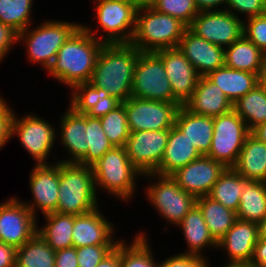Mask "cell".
Returning <instances> with one entry per match:
<instances>
[{"mask_svg": "<svg viewBox=\"0 0 266 267\" xmlns=\"http://www.w3.org/2000/svg\"><path fill=\"white\" fill-rule=\"evenodd\" d=\"M227 7L249 17L262 15L263 0H227Z\"/></svg>", "mask_w": 266, "mask_h": 267, "instance_id": "cell-46", "label": "cell"}, {"mask_svg": "<svg viewBox=\"0 0 266 267\" xmlns=\"http://www.w3.org/2000/svg\"><path fill=\"white\" fill-rule=\"evenodd\" d=\"M258 85L266 92V62L258 74Z\"/></svg>", "mask_w": 266, "mask_h": 267, "instance_id": "cell-54", "label": "cell"}, {"mask_svg": "<svg viewBox=\"0 0 266 267\" xmlns=\"http://www.w3.org/2000/svg\"><path fill=\"white\" fill-rule=\"evenodd\" d=\"M152 8L159 13L180 19L187 26L199 13L194 0H157Z\"/></svg>", "mask_w": 266, "mask_h": 267, "instance_id": "cell-41", "label": "cell"}, {"mask_svg": "<svg viewBox=\"0 0 266 267\" xmlns=\"http://www.w3.org/2000/svg\"><path fill=\"white\" fill-rule=\"evenodd\" d=\"M36 216L16 198L0 203L1 242L16 249L37 233Z\"/></svg>", "mask_w": 266, "mask_h": 267, "instance_id": "cell-14", "label": "cell"}, {"mask_svg": "<svg viewBox=\"0 0 266 267\" xmlns=\"http://www.w3.org/2000/svg\"><path fill=\"white\" fill-rule=\"evenodd\" d=\"M62 144L72 154L70 160L60 162L77 163L87 152L86 115L76 113L71 107L61 120Z\"/></svg>", "mask_w": 266, "mask_h": 267, "instance_id": "cell-28", "label": "cell"}, {"mask_svg": "<svg viewBox=\"0 0 266 267\" xmlns=\"http://www.w3.org/2000/svg\"><path fill=\"white\" fill-rule=\"evenodd\" d=\"M231 9L202 11L188 28L197 36L224 48L243 35V23Z\"/></svg>", "mask_w": 266, "mask_h": 267, "instance_id": "cell-10", "label": "cell"}, {"mask_svg": "<svg viewBox=\"0 0 266 267\" xmlns=\"http://www.w3.org/2000/svg\"><path fill=\"white\" fill-rule=\"evenodd\" d=\"M237 219L259 223L266 216V183L246 180L236 212Z\"/></svg>", "mask_w": 266, "mask_h": 267, "instance_id": "cell-31", "label": "cell"}, {"mask_svg": "<svg viewBox=\"0 0 266 267\" xmlns=\"http://www.w3.org/2000/svg\"><path fill=\"white\" fill-rule=\"evenodd\" d=\"M91 167L95 189L99 185L109 194L126 200L134 193L136 175H141L133 166L125 147H113Z\"/></svg>", "mask_w": 266, "mask_h": 267, "instance_id": "cell-5", "label": "cell"}, {"mask_svg": "<svg viewBox=\"0 0 266 267\" xmlns=\"http://www.w3.org/2000/svg\"><path fill=\"white\" fill-rule=\"evenodd\" d=\"M157 0H135V6L137 9L152 8Z\"/></svg>", "mask_w": 266, "mask_h": 267, "instance_id": "cell-55", "label": "cell"}, {"mask_svg": "<svg viewBox=\"0 0 266 267\" xmlns=\"http://www.w3.org/2000/svg\"><path fill=\"white\" fill-rule=\"evenodd\" d=\"M258 239L257 223L237 219L217 242V247H224L231 259L229 262H250Z\"/></svg>", "mask_w": 266, "mask_h": 267, "instance_id": "cell-22", "label": "cell"}, {"mask_svg": "<svg viewBox=\"0 0 266 267\" xmlns=\"http://www.w3.org/2000/svg\"><path fill=\"white\" fill-rule=\"evenodd\" d=\"M128 247L121 241V267H159L153 260L147 239L140 234Z\"/></svg>", "mask_w": 266, "mask_h": 267, "instance_id": "cell-40", "label": "cell"}, {"mask_svg": "<svg viewBox=\"0 0 266 267\" xmlns=\"http://www.w3.org/2000/svg\"><path fill=\"white\" fill-rule=\"evenodd\" d=\"M111 224L99 213L98 208L83 215H76L72 231L73 247L117 245L118 242L111 238L113 230Z\"/></svg>", "mask_w": 266, "mask_h": 267, "instance_id": "cell-20", "label": "cell"}, {"mask_svg": "<svg viewBox=\"0 0 266 267\" xmlns=\"http://www.w3.org/2000/svg\"><path fill=\"white\" fill-rule=\"evenodd\" d=\"M142 10L145 12L141 15ZM187 28L180 19L153 8L138 9L131 44L141 52L176 48Z\"/></svg>", "mask_w": 266, "mask_h": 267, "instance_id": "cell-4", "label": "cell"}, {"mask_svg": "<svg viewBox=\"0 0 266 267\" xmlns=\"http://www.w3.org/2000/svg\"><path fill=\"white\" fill-rule=\"evenodd\" d=\"M4 101L0 97V148L12 137V121L14 118L13 111Z\"/></svg>", "mask_w": 266, "mask_h": 267, "instance_id": "cell-45", "label": "cell"}, {"mask_svg": "<svg viewBox=\"0 0 266 267\" xmlns=\"http://www.w3.org/2000/svg\"><path fill=\"white\" fill-rule=\"evenodd\" d=\"M96 267H121V242L96 266Z\"/></svg>", "mask_w": 266, "mask_h": 267, "instance_id": "cell-51", "label": "cell"}, {"mask_svg": "<svg viewBox=\"0 0 266 267\" xmlns=\"http://www.w3.org/2000/svg\"><path fill=\"white\" fill-rule=\"evenodd\" d=\"M247 23H243V35L266 53V17L263 15L249 17Z\"/></svg>", "mask_w": 266, "mask_h": 267, "instance_id": "cell-43", "label": "cell"}, {"mask_svg": "<svg viewBox=\"0 0 266 267\" xmlns=\"http://www.w3.org/2000/svg\"><path fill=\"white\" fill-rule=\"evenodd\" d=\"M206 77L224 92L232 104L258 85V74L235 70L225 65Z\"/></svg>", "mask_w": 266, "mask_h": 267, "instance_id": "cell-27", "label": "cell"}, {"mask_svg": "<svg viewBox=\"0 0 266 267\" xmlns=\"http://www.w3.org/2000/svg\"><path fill=\"white\" fill-rule=\"evenodd\" d=\"M18 35L12 27L0 22V60L9 52L11 45L19 41Z\"/></svg>", "mask_w": 266, "mask_h": 267, "instance_id": "cell-47", "label": "cell"}, {"mask_svg": "<svg viewBox=\"0 0 266 267\" xmlns=\"http://www.w3.org/2000/svg\"><path fill=\"white\" fill-rule=\"evenodd\" d=\"M202 155L175 125L169 129L163 159L154 174L171 175Z\"/></svg>", "mask_w": 266, "mask_h": 267, "instance_id": "cell-25", "label": "cell"}, {"mask_svg": "<svg viewBox=\"0 0 266 267\" xmlns=\"http://www.w3.org/2000/svg\"><path fill=\"white\" fill-rule=\"evenodd\" d=\"M233 110L243 119L251 132L266 122V92L257 85L233 103Z\"/></svg>", "mask_w": 266, "mask_h": 267, "instance_id": "cell-35", "label": "cell"}, {"mask_svg": "<svg viewBox=\"0 0 266 267\" xmlns=\"http://www.w3.org/2000/svg\"><path fill=\"white\" fill-rule=\"evenodd\" d=\"M100 119L103 131L113 147H125L130 130L124 105L121 103Z\"/></svg>", "mask_w": 266, "mask_h": 267, "instance_id": "cell-38", "label": "cell"}, {"mask_svg": "<svg viewBox=\"0 0 266 267\" xmlns=\"http://www.w3.org/2000/svg\"><path fill=\"white\" fill-rule=\"evenodd\" d=\"M55 267H79L76 248L70 247L55 252Z\"/></svg>", "mask_w": 266, "mask_h": 267, "instance_id": "cell-48", "label": "cell"}, {"mask_svg": "<svg viewBox=\"0 0 266 267\" xmlns=\"http://www.w3.org/2000/svg\"><path fill=\"white\" fill-rule=\"evenodd\" d=\"M250 133L266 144V122L254 128Z\"/></svg>", "mask_w": 266, "mask_h": 267, "instance_id": "cell-53", "label": "cell"}, {"mask_svg": "<svg viewBox=\"0 0 266 267\" xmlns=\"http://www.w3.org/2000/svg\"><path fill=\"white\" fill-rule=\"evenodd\" d=\"M232 168L246 180L266 183V144L250 133Z\"/></svg>", "mask_w": 266, "mask_h": 267, "instance_id": "cell-26", "label": "cell"}, {"mask_svg": "<svg viewBox=\"0 0 266 267\" xmlns=\"http://www.w3.org/2000/svg\"><path fill=\"white\" fill-rule=\"evenodd\" d=\"M178 48L196 69L200 77L225 65V48L212 44L187 28Z\"/></svg>", "mask_w": 266, "mask_h": 267, "instance_id": "cell-18", "label": "cell"}, {"mask_svg": "<svg viewBox=\"0 0 266 267\" xmlns=\"http://www.w3.org/2000/svg\"><path fill=\"white\" fill-rule=\"evenodd\" d=\"M225 169L226 167L221 162L202 155L186 166L177 169L170 176L181 189L198 198L209 194Z\"/></svg>", "mask_w": 266, "mask_h": 267, "instance_id": "cell-15", "label": "cell"}, {"mask_svg": "<svg viewBox=\"0 0 266 267\" xmlns=\"http://www.w3.org/2000/svg\"><path fill=\"white\" fill-rule=\"evenodd\" d=\"M158 175L155 185L149 186L148 199L159 214L164 216L170 223L179 224L184 216L196 204V197L181 189L170 175L146 174L145 176Z\"/></svg>", "mask_w": 266, "mask_h": 267, "instance_id": "cell-11", "label": "cell"}, {"mask_svg": "<svg viewBox=\"0 0 266 267\" xmlns=\"http://www.w3.org/2000/svg\"><path fill=\"white\" fill-rule=\"evenodd\" d=\"M79 26L71 22L47 21L29 33L26 28L19 33L18 40L26 38L29 59L41 62L48 70L60 47Z\"/></svg>", "mask_w": 266, "mask_h": 267, "instance_id": "cell-8", "label": "cell"}, {"mask_svg": "<svg viewBox=\"0 0 266 267\" xmlns=\"http://www.w3.org/2000/svg\"><path fill=\"white\" fill-rule=\"evenodd\" d=\"M225 50V66L259 74L265 63V53L242 35Z\"/></svg>", "mask_w": 266, "mask_h": 267, "instance_id": "cell-29", "label": "cell"}, {"mask_svg": "<svg viewBox=\"0 0 266 267\" xmlns=\"http://www.w3.org/2000/svg\"><path fill=\"white\" fill-rule=\"evenodd\" d=\"M97 2L96 14L99 25L107 32L103 42L108 44L131 43L138 10L135 4L110 0H97Z\"/></svg>", "mask_w": 266, "mask_h": 267, "instance_id": "cell-13", "label": "cell"}, {"mask_svg": "<svg viewBox=\"0 0 266 267\" xmlns=\"http://www.w3.org/2000/svg\"><path fill=\"white\" fill-rule=\"evenodd\" d=\"M132 97L178 102L161 58L155 52H140L133 75Z\"/></svg>", "mask_w": 266, "mask_h": 267, "instance_id": "cell-7", "label": "cell"}, {"mask_svg": "<svg viewBox=\"0 0 266 267\" xmlns=\"http://www.w3.org/2000/svg\"><path fill=\"white\" fill-rule=\"evenodd\" d=\"M250 262L255 264L257 267H266V239H258Z\"/></svg>", "mask_w": 266, "mask_h": 267, "instance_id": "cell-50", "label": "cell"}, {"mask_svg": "<svg viewBox=\"0 0 266 267\" xmlns=\"http://www.w3.org/2000/svg\"><path fill=\"white\" fill-rule=\"evenodd\" d=\"M196 205L201 210L209 232L216 242H219L237 220L235 211L208 196L198 197Z\"/></svg>", "mask_w": 266, "mask_h": 267, "instance_id": "cell-30", "label": "cell"}, {"mask_svg": "<svg viewBox=\"0 0 266 267\" xmlns=\"http://www.w3.org/2000/svg\"><path fill=\"white\" fill-rule=\"evenodd\" d=\"M86 143L88 145L86 154L77 162L80 165L92 166L113 145L105 135L101 125V119L86 115Z\"/></svg>", "mask_w": 266, "mask_h": 267, "instance_id": "cell-37", "label": "cell"}, {"mask_svg": "<svg viewBox=\"0 0 266 267\" xmlns=\"http://www.w3.org/2000/svg\"><path fill=\"white\" fill-rule=\"evenodd\" d=\"M30 187L34 203L25 205L34 216L37 212L36 206L44 215L56 212L59 199V163L52 166L47 163L37 164L31 172Z\"/></svg>", "mask_w": 266, "mask_h": 267, "instance_id": "cell-19", "label": "cell"}, {"mask_svg": "<svg viewBox=\"0 0 266 267\" xmlns=\"http://www.w3.org/2000/svg\"><path fill=\"white\" fill-rule=\"evenodd\" d=\"M178 225L182 227L185 240L189 246V252H186V254L201 257L203 247L207 245L217 246V242L211 236L201 210L196 204Z\"/></svg>", "mask_w": 266, "mask_h": 267, "instance_id": "cell-32", "label": "cell"}, {"mask_svg": "<svg viewBox=\"0 0 266 267\" xmlns=\"http://www.w3.org/2000/svg\"><path fill=\"white\" fill-rule=\"evenodd\" d=\"M262 15L266 17V0H263V10Z\"/></svg>", "mask_w": 266, "mask_h": 267, "instance_id": "cell-59", "label": "cell"}, {"mask_svg": "<svg viewBox=\"0 0 266 267\" xmlns=\"http://www.w3.org/2000/svg\"><path fill=\"white\" fill-rule=\"evenodd\" d=\"M169 129L130 132L125 149L133 166L143 175L155 173L168 142Z\"/></svg>", "mask_w": 266, "mask_h": 267, "instance_id": "cell-12", "label": "cell"}, {"mask_svg": "<svg viewBox=\"0 0 266 267\" xmlns=\"http://www.w3.org/2000/svg\"><path fill=\"white\" fill-rule=\"evenodd\" d=\"M213 123L211 149L206 156L221 162L226 168H232L250 131L233 109L213 117Z\"/></svg>", "mask_w": 266, "mask_h": 267, "instance_id": "cell-6", "label": "cell"}, {"mask_svg": "<svg viewBox=\"0 0 266 267\" xmlns=\"http://www.w3.org/2000/svg\"><path fill=\"white\" fill-rule=\"evenodd\" d=\"M259 238L266 239V216L258 223Z\"/></svg>", "mask_w": 266, "mask_h": 267, "instance_id": "cell-56", "label": "cell"}, {"mask_svg": "<svg viewBox=\"0 0 266 267\" xmlns=\"http://www.w3.org/2000/svg\"><path fill=\"white\" fill-rule=\"evenodd\" d=\"M122 104L127 113L130 132L171 129L182 106L179 102L153 101L136 97H130Z\"/></svg>", "mask_w": 266, "mask_h": 267, "instance_id": "cell-9", "label": "cell"}, {"mask_svg": "<svg viewBox=\"0 0 266 267\" xmlns=\"http://www.w3.org/2000/svg\"><path fill=\"white\" fill-rule=\"evenodd\" d=\"M243 188L244 178L233 168H226L207 196L237 212Z\"/></svg>", "mask_w": 266, "mask_h": 267, "instance_id": "cell-34", "label": "cell"}, {"mask_svg": "<svg viewBox=\"0 0 266 267\" xmlns=\"http://www.w3.org/2000/svg\"><path fill=\"white\" fill-rule=\"evenodd\" d=\"M86 26H79L60 47L48 69L55 79L69 87L90 82L96 59L104 42Z\"/></svg>", "mask_w": 266, "mask_h": 267, "instance_id": "cell-1", "label": "cell"}, {"mask_svg": "<svg viewBox=\"0 0 266 267\" xmlns=\"http://www.w3.org/2000/svg\"><path fill=\"white\" fill-rule=\"evenodd\" d=\"M56 213L83 215L97 208V191L91 166L59 162Z\"/></svg>", "mask_w": 266, "mask_h": 267, "instance_id": "cell-3", "label": "cell"}, {"mask_svg": "<svg viewBox=\"0 0 266 267\" xmlns=\"http://www.w3.org/2000/svg\"><path fill=\"white\" fill-rule=\"evenodd\" d=\"M175 126L183 132L201 155H207L213 138V117L189 112L183 105L179 108Z\"/></svg>", "mask_w": 266, "mask_h": 267, "instance_id": "cell-24", "label": "cell"}, {"mask_svg": "<svg viewBox=\"0 0 266 267\" xmlns=\"http://www.w3.org/2000/svg\"><path fill=\"white\" fill-rule=\"evenodd\" d=\"M46 226L37 228V233L54 250L73 247L72 231L76 215L51 212L44 215Z\"/></svg>", "mask_w": 266, "mask_h": 267, "instance_id": "cell-33", "label": "cell"}, {"mask_svg": "<svg viewBox=\"0 0 266 267\" xmlns=\"http://www.w3.org/2000/svg\"><path fill=\"white\" fill-rule=\"evenodd\" d=\"M110 1H118L123 3L135 4V0H110Z\"/></svg>", "mask_w": 266, "mask_h": 267, "instance_id": "cell-58", "label": "cell"}, {"mask_svg": "<svg viewBox=\"0 0 266 267\" xmlns=\"http://www.w3.org/2000/svg\"><path fill=\"white\" fill-rule=\"evenodd\" d=\"M55 252L36 233L16 251V267H55Z\"/></svg>", "mask_w": 266, "mask_h": 267, "instance_id": "cell-36", "label": "cell"}, {"mask_svg": "<svg viewBox=\"0 0 266 267\" xmlns=\"http://www.w3.org/2000/svg\"><path fill=\"white\" fill-rule=\"evenodd\" d=\"M223 267H257L252 262H230Z\"/></svg>", "mask_w": 266, "mask_h": 267, "instance_id": "cell-57", "label": "cell"}, {"mask_svg": "<svg viewBox=\"0 0 266 267\" xmlns=\"http://www.w3.org/2000/svg\"><path fill=\"white\" fill-rule=\"evenodd\" d=\"M117 245H90L76 248L79 267H96Z\"/></svg>", "mask_w": 266, "mask_h": 267, "instance_id": "cell-42", "label": "cell"}, {"mask_svg": "<svg viewBox=\"0 0 266 267\" xmlns=\"http://www.w3.org/2000/svg\"><path fill=\"white\" fill-rule=\"evenodd\" d=\"M15 247L0 242V267H16Z\"/></svg>", "mask_w": 266, "mask_h": 267, "instance_id": "cell-49", "label": "cell"}, {"mask_svg": "<svg viewBox=\"0 0 266 267\" xmlns=\"http://www.w3.org/2000/svg\"><path fill=\"white\" fill-rule=\"evenodd\" d=\"M155 53L164 64L174 98L183 105L195 90L200 76L178 47Z\"/></svg>", "mask_w": 266, "mask_h": 267, "instance_id": "cell-17", "label": "cell"}, {"mask_svg": "<svg viewBox=\"0 0 266 267\" xmlns=\"http://www.w3.org/2000/svg\"><path fill=\"white\" fill-rule=\"evenodd\" d=\"M71 108L79 114L100 118L118 107L121 102L103 89L94 87L90 82L74 86Z\"/></svg>", "mask_w": 266, "mask_h": 267, "instance_id": "cell-23", "label": "cell"}, {"mask_svg": "<svg viewBox=\"0 0 266 267\" xmlns=\"http://www.w3.org/2000/svg\"><path fill=\"white\" fill-rule=\"evenodd\" d=\"M139 51L131 43H104L90 83L121 103L132 97L133 75Z\"/></svg>", "mask_w": 266, "mask_h": 267, "instance_id": "cell-2", "label": "cell"}, {"mask_svg": "<svg viewBox=\"0 0 266 267\" xmlns=\"http://www.w3.org/2000/svg\"><path fill=\"white\" fill-rule=\"evenodd\" d=\"M32 0H0V22L18 33L30 25Z\"/></svg>", "mask_w": 266, "mask_h": 267, "instance_id": "cell-39", "label": "cell"}, {"mask_svg": "<svg viewBox=\"0 0 266 267\" xmlns=\"http://www.w3.org/2000/svg\"><path fill=\"white\" fill-rule=\"evenodd\" d=\"M199 12L202 11H213L218 5L225 3L227 0H194Z\"/></svg>", "mask_w": 266, "mask_h": 267, "instance_id": "cell-52", "label": "cell"}, {"mask_svg": "<svg viewBox=\"0 0 266 267\" xmlns=\"http://www.w3.org/2000/svg\"><path fill=\"white\" fill-rule=\"evenodd\" d=\"M159 267H209L203 256L191 254L174 255L159 264Z\"/></svg>", "mask_w": 266, "mask_h": 267, "instance_id": "cell-44", "label": "cell"}, {"mask_svg": "<svg viewBox=\"0 0 266 267\" xmlns=\"http://www.w3.org/2000/svg\"><path fill=\"white\" fill-rule=\"evenodd\" d=\"M183 106L192 113L210 117L219 116L233 109L224 92L206 76L199 78L197 86Z\"/></svg>", "mask_w": 266, "mask_h": 267, "instance_id": "cell-21", "label": "cell"}, {"mask_svg": "<svg viewBox=\"0 0 266 267\" xmlns=\"http://www.w3.org/2000/svg\"><path fill=\"white\" fill-rule=\"evenodd\" d=\"M12 121V135L17 134L21 144L32 155L37 164H46L55 140V129L41 118L28 115Z\"/></svg>", "mask_w": 266, "mask_h": 267, "instance_id": "cell-16", "label": "cell"}]
</instances>
